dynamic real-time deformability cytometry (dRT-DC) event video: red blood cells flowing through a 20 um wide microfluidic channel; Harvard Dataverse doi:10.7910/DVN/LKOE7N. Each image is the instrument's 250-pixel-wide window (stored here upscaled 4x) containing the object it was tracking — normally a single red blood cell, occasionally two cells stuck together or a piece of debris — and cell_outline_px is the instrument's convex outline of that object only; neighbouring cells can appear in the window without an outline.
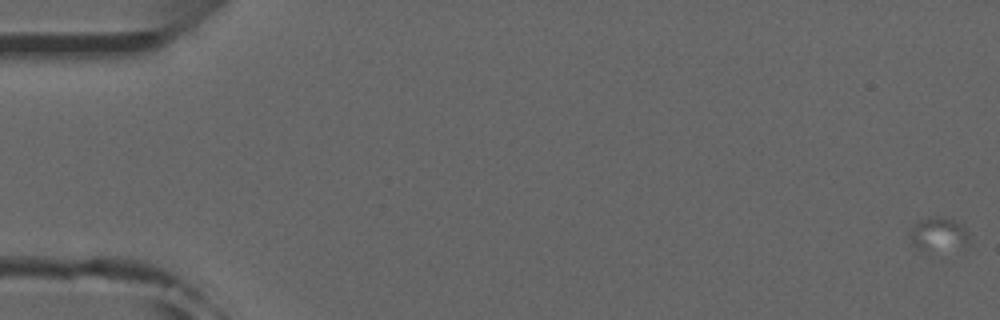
{"species": "common noctule bat (a hibernating species)", "species_latin": "Nyctalus noctula", "temperature_condition": "room temperature", "stored_images_in_passage": 27, "camera_frame_rate_fps": 3000, "um_per_image_px": 0.085, "animal": {"sex": "male", "forearm_length_mm": 52.5}, "frame": {"image": 1, "passage_image": 1, "time_ms": 0.0, "image_size_px": [1000, 320], "cell_outline_px": [[968, 244], [924, 248], [916, 248], [912, 244], [908, 236], [908, 232], [916, 220], [928, 216], [940, 216], [952, 220], [960, 224], [968, 232]], "centroid_in_image_um": [79.66, 19.79], "position_along_channel_um": 5.3, "area_um2": 10.98}}
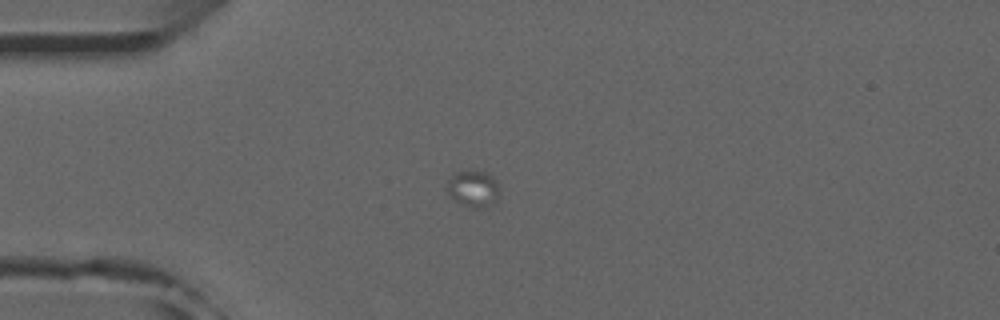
{"frame": {"image": 2, "passage_image": 16, "time_ms": 5.0, "image_size_px": [1000, 320], "cell_outline_px": [[496, 200], [492, 204], [484, 208], [472, 208], [448, 196], [448, 180], [456, 172], [484, 172], [492, 176], [496, 184]], "centroid_in_image_um": [40.19, 16.07], "position_along_channel_um": 44.8, "area_um2": 10.58}}